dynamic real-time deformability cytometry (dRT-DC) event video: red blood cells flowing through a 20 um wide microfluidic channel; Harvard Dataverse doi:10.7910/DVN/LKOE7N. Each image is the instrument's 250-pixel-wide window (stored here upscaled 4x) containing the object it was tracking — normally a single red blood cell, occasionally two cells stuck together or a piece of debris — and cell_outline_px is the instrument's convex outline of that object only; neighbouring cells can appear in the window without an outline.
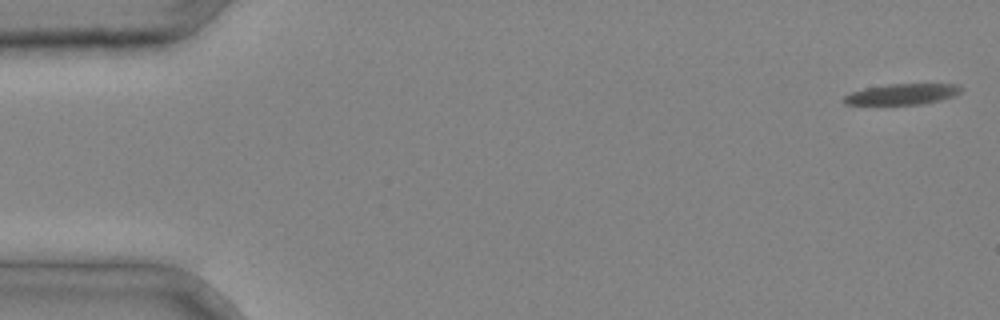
{"species": "common noctule bat (a hibernating species)", "species_latin": "Nyctalus noctula", "temperature_condition": "cold", "stored_images_in_passage": 3, "camera_frame_rate_fps": 3000, "um_per_image_px": 0.085, "animal": {"sex": "male", "body_mass_g": 20.4}, "frame": {"image": 1, "passage_image": 1, "time_ms": 0.0, "image_size_px": [1000, 320], "cell_outline_px": [[964, 88], [956, 96], [940, 100], [920, 104], [844, 104], [844, 96], [852, 92], [864, 88], [888, 84], [960, 84]], "centroid_in_image_um": [76.75, 7.99], "position_along_channel_um": 8.2, "area_um2": 14.16}}
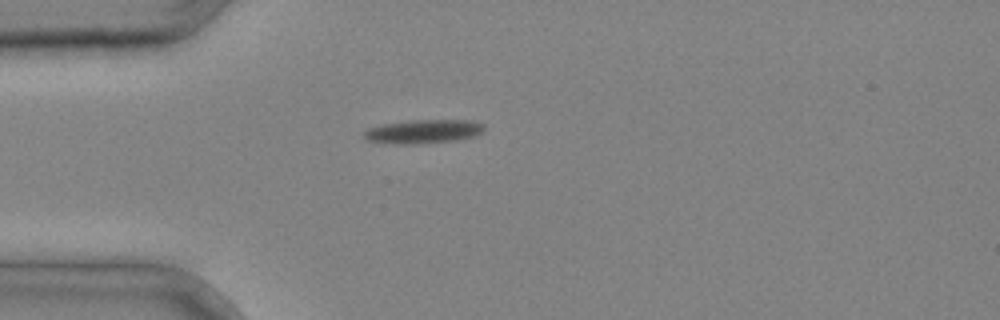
{"frame": {"image": 2, "passage_image": 3, "time_ms": 0.667, "image_size_px": [1000, 320], "cell_outline_px": [[484, 132], [476, 136], [456, 140], [420, 144], [392, 144], [368, 140], [364, 136], [364, 132], [368, 128], [384, 124], [412, 120], [472, 120], [484, 124]], "centroid_in_image_um": [36.04, 11.18], "position_along_channel_um": 49.0, "area_um2": 16.76}}